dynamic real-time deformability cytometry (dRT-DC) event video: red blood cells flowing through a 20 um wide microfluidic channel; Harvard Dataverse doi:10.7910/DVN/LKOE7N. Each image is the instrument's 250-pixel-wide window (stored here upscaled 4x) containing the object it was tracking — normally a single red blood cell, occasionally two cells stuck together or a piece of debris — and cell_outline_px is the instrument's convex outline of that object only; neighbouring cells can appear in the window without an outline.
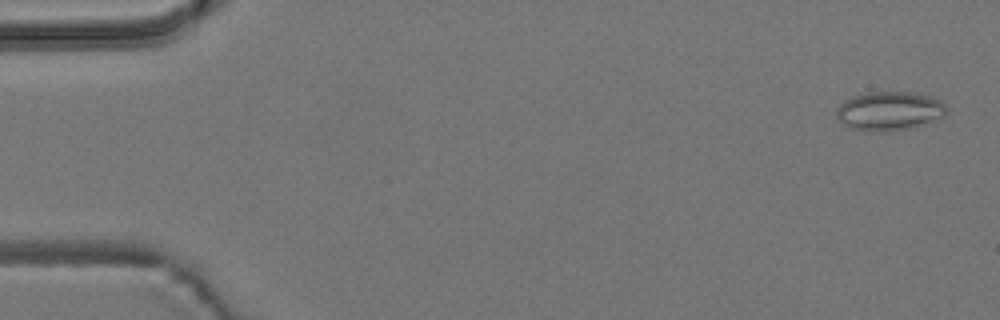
{"species": "common noctule bat (a hibernating species)", "species_latin": "Nyctalus noctula", "temperature_condition": "room temperature", "stored_images_in_passage": 6, "camera_frame_rate_fps": 3000, "um_per_image_px": 0.085, "animal": {"sex": "male", "body_mass_g": 19.2, "forearm_length_mm": 51.8}, "frame": {"image": 1, "passage_image": 6, "time_ms": 5.667, "image_size_px": [1000, 320], "cell_outline_px": [[948, 112], [944, 116], [924, 124], [908, 128], [888, 132], [872, 132], [852, 128], [844, 124], [836, 116], [836, 108], [844, 100], [852, 96], [868, 92], [908, 92], [928, 96], [940, 100], [948, 108]], "centroid_in_image_um": [75.59, 9.44], "position_along_channel_um": 9.4, "area_um2": 25.03}}